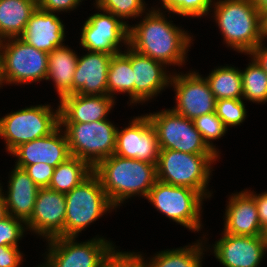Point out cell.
<instances>
[{
    "instance_id": "obj_1",
    "label": "cell",
    "mask_w": 267,
    "mask_h": 267,
    "mask_svg": "<svg viewBox=\"0 0 267 267\" xmlns=\"http://www.w3.org/2000/svg\"><path fill=\"white\" fill-rule=\"evenodd\" d=\"M164 13L166 11L149 8L139 23L129 25L128 46L168 68L180 67L186 63L193 35L169 21Z\"/></svg>"
},
{
    "instance_id": "obj_2",
    "label": "cell",
    "mask_w": 267,
    "mask_h": 267,
    "mask_svg": "<svg viewBox=\"0 0 267 267\" xmlns=\"http://www.w3.org/2000/svg\"><path fill=\"white\" fill-rule=\"evenodd\" d=\"M93 172L99 177L103 190L115 208L136 195L146 199L157 180L155 164L116 154L101 160Z\"/></svg>"
},
{
    "instance_id": "obj_3",
    "label": "cell",
    "mask_w": 267,
    "mask_h": 267,
    "mask_svg": "<svg viewBox=\"0 0 267 267\" xmlns=\"http://www.w3.org/2000/svg\"><path fill=\"white\" fill-rule=\"evenodd\" d=\"M210 12L226 47L248 55L263 40L262 15L252 0H212Z\"/></svg>"
},
{
    "instance_id": "obj_4",
    "label": "cell",
    "mask_w": 267,
    "mask_h": 267,
    "mask_svg": "<svg viewBox=\"0 0 267 267\" xmlns=\"http://www.w3.org/2000/svg\"><path fill=\"white\" fill-rule=\"evenodd\" d=\"M218 159H220L218 154H190L171 149L160 150L156 166L157 180L196 190L207 201V198H211L213 194L208 190V183L214 171L212 165Z\"/></svg>"
},
{
    "instance_id": "obj_5",
    "label": "cell",
    "mask_w": 267,
    "mask_h": 267,
    "mask_svg": "<svg viewBox=\"0 0 267 267\" xmlns=\"http://www.w3.org/2000/svg\"><path fill=\"white\" fill-rule=\"evenodd\" d=\"M64 237H78L104 214L116 208L109 201L99 177L93 172L81 184L65 194Z\"/></svg>"
},
{
    "instance_id": "obj_6",
    "label": "cell",
    "mask_w": 267,
    "mask_h": 267,
    "mask_svg": "<svg viewBox=\"0 0 267 267\" xmlns=\"http://www.w3.org/2000/svg\"><path fill=\"white\" fill-rule=\"evenodd\" d=\"M60 125L59 105L40 104L11 111L0 118V138L10 154L21 144L52 133Z\"/></svg>"
},
{
    "instance_id": "obj_7",
    "label": "cell",
    "mask_w": 267,
    "mask_h": 267,
    "mask_svg": "<svg viewBox=\"0 0 267 267\" xmlns=\"http://www.w3.org/2000/svg\"><path fill=\"white\" fill-rule=\"evenodd\" d=\"M146 199L173 222L192 232L201 231L202 206L206 198L200 192L156 180Z\"/></svg>"
},
{
    "instance_id": "obj_8",
    "label": "cell",
    "mask_w": 267,
    "mask_h": 267,
    "mask_svg": "<svg viewBox=\"0 0 267 267\" xmlns=\"http://www.w3.org/2000/svg\"><path fill=\"white\" fill-rule=\"evenodd\" d=\"M2 78L6 85L32 84L46 80L48 53L20 37L0 41Z\"/></svg>"
},
{
    "instance_id": "obj_9",
    "label": "cell",
    "mask_w": 267,
    "mask_h": 267,
    "mask_svg": "<svg viewBox=\"0 0 267 267\" xmlns=\"http://www.w3.org/2000/svg\"><path fill=\"white\" fill-rule=\"evenodd\" d=\"M70 154L87 161L93 168L112 156L116 147V127L108 119L91 123H60Z\"/></svg>"
},
{
    "instance_id": "obj_10",
    "label": "cell",
    "mask_w": 267,
    "mask_h": 267,
    "mask_svg": "<svg viewBox=\"0 0 267 267\" xmlns=\"http://www.w3.org/2000/svg\"><path fill=\"white\" fill-rule=\"evenodd\" d=\"M77 237H54L46 240L43 255L51 267H102L105 257L116 245L106 238L93 237L77 242Z\"/></svg>"
},
{
    "instance_id": "obj_11",
    "label": "cell",
    "mask_w": 267,
    "mask_h": 267,
    "mask_svg": "<svg viewBox=\"0 0 267 267\" xmlns=\"http://www.w3.org/2000/svg\"><path fill=\"white\" fill-rule=\"evenodd\" d=\"M154 125L160 150L171 149L190 154H217L203 140L190 120L172 109L147 114Z\"/></svg>"
},
{
    "instance_id": "obj_12",
    "label": "cell",
    "mask_w": 267,
    "mask_h": 267,
    "mask_svg": "<svg viewBox=\"0 0 267 267\" xmlns=\"http://www.w3.org/2000/svg\"><path fill=\"white\" fill-rule=\"evenodd\" d=\"M98 10L101 13L96 12L84 21L79 44L85 51L119 54L123 45L128 46L129 26L113 13Z\"/></svg>"
},
{
    "instance_id": "obj_13",
    "label": "cell",
    "mask_w": 267,
    "mask_h": 267,
    "mask_svg": "<svg viewBox=\"0 0 267 267\" xmlns=\"http://www.w3.org/2000/svg\"><path fill=\"white\" fill-rule=\"evenodd\" d=\"M170 87L176 95V105L171 108L174 112L190 120L215 112L216 98L199 71L173 72Z\"/></svg>"
},
{
    "instance_id": "obj_14",
    "label": "cell",
    "mask_w": 267,
    "mask_h": 267,
    "mask_svg": "<svg viewBox=\"0 0 267 267\" xmlns=\"http://www.w3.org/2000/svg\"><path fill=\"white\" fill-rule=\"evenodd\" d=\"M127 127L117 129L114 154L157 166L160 147L154 125L147 114L133 116Z\"/></svg>"
},
{
    "instance_id": "obj_15",
    "label": "cell",
    "mask_w": 267,
    "mask_h": 267,
    "mask_svg": "<svg viewBox=\"0 0 267 267\" xmlns=\"http://www.w3.org/2000/svg\"><path fill=\"white\" fill-rule=\"evenodd\" d=\"M122 53L130 60L134 81V106L157 97L165 88L170 87L171 73L167 66L148 56L142 55L127 46Z\"/></svg>"
},
{
    "instance_id": "obj_16",
    "label": "cell",
    "mask_w": 267,
    "mask_h": 267,
    "mask_svg": "<svg viewBox=\"0 0 267 267\" xmlns=\"http://www.w3.org/2000/svg\"><path fill=\"white\" fill-rule=\"evenodd\" d=\"M65 217V194L49 188H40L33 212L25 222L26 229L45 240L64 237Z\"/></svg>"
},
{
    "instance_id": "obj_17",
    "label": "cell",
    "mask_w": 267,
    "mask_h": 267,
    "mask_svg": "<svg viewBox=\"0 0 267 267\" xmlns=\"http://www.w3.org/2000/svg\"><path fill=\"white\" fill-rule=\"evenodd\" d=\"M213 255L224 267H259L267 253L264 235L244 236L221 233L211 245Z\"/></svg>"
},
{
    "instance_id": "obj_18",
    "label": "cell",
    "mask_w": 267,
    "mask_h": 267,
    "mask_svg": "<svg viewBox=\"0 0 267 267\" xmlns=\"http://www.w3.org/2000/svg\"><path fill=\"white\" fill-rule=\"evenodd\" d=\"M59 125L52 133L21 144L10 154L17 157L15 166L24 169L28 165L48 164L56 168L71 157L65 132Z\"/></svg>"
},
{
    "instance_id": "obj_19",
    "label": "cell",
    "mask_w": 267,
    "mask_h": 267,
    "mask_svg": "<svg viewBox=\"0 0 267 267\" xmlns=\"http://www.w3.org/2000/svg\"><path fill=\"white\" fill-rule=\"evenodd\" d=\"M115 100L108 95H66L58 101L60 123H91L109 119L108 113H111Z\"/></svg>"
},
{
    "instance_id": "obj_20",
    "label": "cell",
    "mask_w": 267,
    "mask_h": 267,
    "mask_svg": "<svg viewBox=\"0 0 267 267\" xmlns=\"http://www.w3.org/2000/svg\"><path fill=\"white\" fill-rule=\"evenodd\" d=\"M112 55L90 52L78 56L72 81V94L108 95L107 77Z\"/></svg>"
},
{
    "instance_id": "obj_21",
    "label": "cell",
    "mask_w": 267,
    "mask_h": 267,
    "mask_svg": "<svg viewBox=\"0 0 267 267\" xmlns=\"http://www.w3.org/2000/svg\"><path fill=\"white\" fill-rule=\"evenodd\" d=\"M225 209L223 233L244 236L264 235L254 198L244 189L232 193Z\"/></svg>"
},
{
    "instance_id": "obj_22",
    "label": "cell",
    "mask_w": 267,
    "mask_h": 267,
    "mask_svg": "<svg viewBox=\"0 0 267 267\" xmlns=\"http://www.w3.org/2000/svg\"><path fill=\"white\" fill-rule=\"evenodd\" d=\"M65 29L58 13L56 15L37 7L20 38L36 49L50 53L56 47L65 45Z\"/></svg>"
},
{
    "instance_id": "obj_23",
    "label": "cell",
    "mask_w": 267,
    "mask_h": 267,
    "mask_svg": "<svg viewBox=\"0 0 267 267\" xmlns=\"http://www.w3.org/2000/svg\"><path fill=\"white\" fill-rule=\"evenodd\" d=\"M9 176L7 183L8 190L4 191L3 187H1V193L7 206L8 215L26 222L33 212L40 188L33 182L24 169L15 165Z\"/></svg>"
},
{
    "instance_id": "obj_24",
    "label": "cell",
    "mask_w": 267,
    "mask_h": 267,
    "mask_svg": "<svg viewBox=\"0 0 267 267\" xmlns=\"http://www.w3.org/2000/svg\"><path fill=\"white\" fill-rule=\"evenodd\" d=\"M78 62L75 50L64 45L48 53V70L46 81L52 80L58 99L72 95V81Z\"/></svg>"
},
{
    "instance_id": "obj_25",
    "label": "cell",
    "mask_w": 267,
    "mask_h": 267,
    "mask_svg": "<svg viewBox=\"0 0 267 267\" xmlns=\"http://www.w3.org/2000/svg\"><path fill=\"white\" fill-rule=\"evenodd\" d=\"M37 7L35 0H0V41L20 37Z\"/></svg>"
},
{
    "instance_id": "obj_26",
    "label": "cell",
    "mask_w": 267,
    "mask_h": 267,
    "mask_svg": "<svg viewBox=\"0 0 267 267\" xmlns=\"http://www.w3.org/2000/svg\"><path fill=\"white\" fill-rule=\"evenodd\" d=\"M203 236V239L196 240L192 245L157 252L149 260H145L146 267H202L204 252L211 249L206 247V234Z\"/></svg>"
},
{
    "instance_id": "obj_27",
    "label": "cell",
    "mask_w": 267,
    "mask_h": 267,
    "mask_svg": "<svg viewBox=\"0 0 267 267\" xmlns=\"http://www.w3.org/2000/svg\"><path fill=\"white\" fill-rule=\"evenodd\" d=\"M92 173L93 167L87 161L71 156L54 168L48 188L66 194Z\"/></svg>"
},
{
    "instance_id": "obj_28",
    "label": "cell",
    "mask_w": 267,
    "mask_h": 267,
    "mask_svg": "<svg viewBox=\"0 0 267 267\" xmlns=\"http://www.w3.org/2000/svg\"><path fill=\"white\" fill-rule=\"evenodd\" d=\"M205 79L216 100L243 99L241 71L238 67L228 64L218 66L205 76Z\"/></svg>"
},
{
    "instance_id": "obj_29",
    "label": "cell",
    "mask_w": 267,
    "mask_h": 267,
    "mask_svg": "<svg viewBox=\"0 0 267 267\" xmlns=\"http://www.w3.org/2000/svg\"><path fill=\"white\" fill-rule=\"evenodd\" d=\"M108 96L116 98V93L129 95L131 106H134V81L130 60L122 53L113 55L109 64L107 77Z\"/></svg>"
},
{
    "instance_id": "obj_30",
    "label": "cell",
    "mask_w": 267,
    "mask_h": 267,
    "mask_svg": "<svg viewBox=\"0 0 267 267\" xmlns=\"http://www.w3.org/2000/svg\"><path fill=\"white\" fill-rule=\"evenodd\" d=\"M249 64L241 70L243 100L256 104L267 102V73L251 56Z\"/></svg>"
},
{
    "instance_id": "obj_31",
    "label": "cell",
    "mask_w": 267,
    "mask_h": 267,
    "mask_svg": "<svg viewBox=\"0 0 267 267\" xmlns=\"http://www.w3.org/2000/svg\"><path fill=\"white\" fill-rule=\"evenodd\" d=\"M161 7H151L152 9L177 14L183 17L201 18L211 14L212 0H159ZM157 7V8H156ZM163 8V10H162Z\"/></svg>"
},
{
    "instance_id": "obj_32",
    "label": "cell",
    "mask_w": 267,
    "mask_h": 267,
    "mask_svg": "<svg viewBox=\"0 0 267 267\" xmlns=\"http://www.w3.org/2000/svg\"><path fill=\"white\" fill-rule=\"evenodd\" d=\"M94 5L96 9L113 13L128 26L130 24L127 19L142 18L140 16L148 11V8H146L148 4L144 0H97Z\"/></svg>"
},
{
    "instance_id": "obj_33",
    "label": "cell",
    "mask_w": 267,
    "mask_h": 267,
    "mask_svg": "<svg viewBox=\"0 0 267 267\" xmlns=\"http://www.w3.org/2000/svg\"><path fill=\"white\" fill-rule=\"evenodd\" d=\"M196 130L202 135L206 144L214 150L219 156L220 151L214 145V141L225 136L228 132L223 124V121L216 115L215 112L201 115L193 120Z\"/></svg>"
},
{
    "instance_id": "obj_34",
    "label": "cell",
    "mask_w": 267,
    "mask_h": 267,
    "mask_svg": "<svg viewBox=\"0 0 267 267\" xmlns=\"http://www.w3.org/2000/svg\"><path fill=\"white\" fill-rule=\"evenodd\" d=\"M243 101V99L216 100L215 113L227 129L241 125L246 119L247 109Z\"/></svg>"
},
{
    "instance_id": "obj_35",
    "label": "cell",
    "mask_w": 267,
    "mask_h": 267,
    "mask_svg": "<svg viewBox=\"0 0 267 267\" xmlns=\"http://www.w3.org/2000/svg\"><path fill=\"white\" fill-rule=\"evenodd\" d=\"M25 232H27L25 222L8 215L0 221V246L19 247L18 242L25 237Z\"/></svg>"
},
{
    "instance_id": "obj_36",
    "label": "cell",
    "mask_w": 267,
    "mask_h": 267,
    "mask_svg": "<svg viewBox=\"0 0 267 267\" xmlns=\"http://www.w3.org/2000/svg\"><path fill=\"white\" fill-rule=\"evenodd\" d=\"M114 247L105 257L102 267H146L145 258L140 252L121 251Z\"/></svg>"
},
{
    "instance_id": "obj_37",
    "label": "cell",
    "mask_w": 267,
    "mask_h": 267,
    "mask_svg": "<svg viewBox=\"0 0 267 267\" xmlns=\"http://www.w3.org/2000/svg\"><path fill=\"white\" fill-rule=\"evenodd\" d=\"M24 170L39 188L49 187L54 172V167L48 164L38 163L34 165H28L24 168Z\"/></svg>"
},
{
    "instance_id": "obj_38",
    "label": "cell",
    "mask_w": 267,
    "mask_h": 267,
    "mask_svg": "<svg viewBox=\"0 0 267 267\" xmlns=\"http://www.w3.org/2000/svg\"><path fill=\"white\" fill-rule=\"evenodd\" d=\"M83 0H40L38 8L47 12L60 13L71 12L82 3Z\"/></svg>"
},
{
    "instance_id": "obj_39",
    "label": "cell",
    "mask_w": 267,
    "mask_h": 267,
    "mask_svg": "<svg viewBox=\"0 0 267 267\" xmlns=\"http://www.w3.org/2000/svg\"><path fill=\"white\" fill-rule=\"evenodd\" d=\"M23 257L19 247L0 246V267H20Z\"/></svg>"
},
{
    "instance_id": "obj_40",
    "label": "cell",
    "mask_w": 267,
    "mask_h": 267,
    "mask_svg": "<svg viewBox=\"0 0 267 267\" xmlns=\"http://www.w3.org/2000/svg\"><path fill=\"white\" fill-rule=\"evenodd\" d=\"M246 191L254 198L261 227L267 229V191L257 194L254 190ZM256 193V194H255Z\"/></svg>"
},
{
    "instance_id": "obj_41",
    "label": "cell",
    "mask_w": 267,
    "mask_h": 267,
    "mask_svg": "<svg viewBox=\"0 0 267 267\" xmlns=\"http://www.w3.org/2000/svg\"><path fill=\"white\" fill-rule=\"evenodd\" d=\"M263 39L249 54L267 73V46Z\"/></svg>"
},
{
    "instance_id": "obj_42",
    "label": "cell",
    "mask_w": 267,
    "mask_h": 267,
    "mask_svg": "<svg viewBox=\"0 0 267 267\" xmlns=\"http://www.w3.org/2000/svg\"><path fill=\"white\" fill-rule=\"evenodd\" d=\"M252 1L254 6L261 15L267 11V0H252Z\"/></svg>"
},
{
    "instance_id": "obj_43",
    "label": "cell",
    "mask_w": 267,
    "mask_h": 267,
    "mask_svg": "<svg viewBox=\"0 0 267 267\" xmlns=\"http://www.w3.org/2000/svg\"><path fill=\"white\" fill-rule=\"evenodd\" d=\"M8 216L7 206L4 200V197L2 196V193L0 194V221L5 219Z\"/></svg>"
},
{
    "instance_id": "obj_44",
    "label": "cell",
    "mask_w": 267,
    "mask_h": 267,
    "mask_svg": "<svg viewBox=\"0 0 267 267\" xmlns=\"http://www.w3.org/2000/svg\"><path fill=\"white\" fill-rule=\"evenodd\" d=\"M262 34H263V39L266 40L267 39V11L262 14Z\"/></svg>"
},
{
    "instance_id": "obj_45",
    "label": "cell",
    "mask_w": 267,
    "mask_h": 267,
    "mask_svg": "<svg viewBox=\"0 0 267 267\" xmlns=\"http://www.w3.org/2000/svg\"><path fill=\"white\" fill-rule=\"evenodd\" d=\"M2 85L4 86L5 84L2 78L1 55H0V88H2Z\"/></svg>"
},
{
    "instance_id": "obj_46",
    "label": "cell",
    "mask_w": 267,
    "mask_h": 267,
    "mask_svg": "<svg viewBox=\"0 0 267 267\" xmlns=\"http://www.w3.org/2000/svg\"><path fill=\"white\" fill-rule=\"evenodd\" d=\"M43 264V265H42ZM37 265V267H51L49 262L45 259L44 263Z\"/></svg>"
},
{
    "instance_id": "obj_47",
    "label": "cell",
    "mask_w": 267,
    "mask_h": 267,
    "mask_svg": "<svg viewBox=\"0 0 267 267\" xmlns=\"http://www.w3.org/2000/svg\"><path fill=\"white\" fill-rule=\"evenodd\" d=\"M264 236H265V238H266V240H267V229H266L265 232H264Z\"/></svg>"
}]
</instances>
